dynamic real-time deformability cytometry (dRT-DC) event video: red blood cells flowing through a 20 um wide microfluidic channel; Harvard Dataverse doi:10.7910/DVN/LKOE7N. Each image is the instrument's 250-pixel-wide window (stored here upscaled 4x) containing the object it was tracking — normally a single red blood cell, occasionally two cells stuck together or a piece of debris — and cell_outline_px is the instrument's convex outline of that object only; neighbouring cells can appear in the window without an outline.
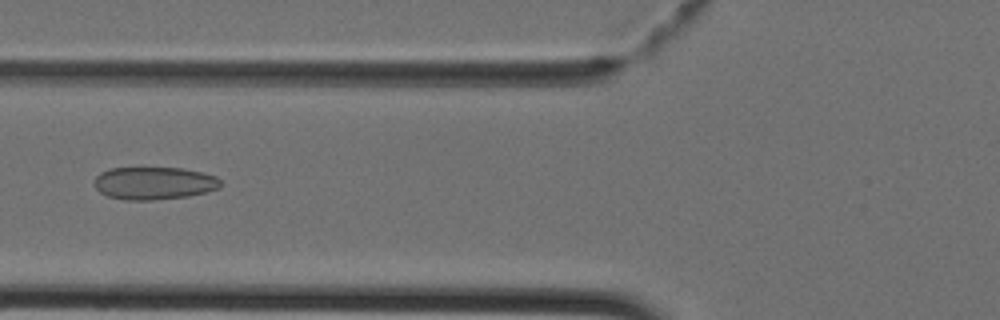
{"species": "Egyptian fruit bat (a non-hibernating species)", "species_latin": "Rousettus aegyptiacus", "temperature_condition": "cold", "stored_images_in_passage": 42, "camera_frame_rate_fps": 3000, "um_per_image_px": 0.085, "animal": {"sex": "female"}, "frame": {"image": 1, "passage_image": 16, "time_ms": 5.0, "image_size_px": [1000, 320], "cell_outline_px": [[220, 188], [188, 196], [152, 200], [124, 200], [108, 196], [100, 192], [92, 184], [96, 176], [100, 172], [108, 168], [180, 168], [200, 172], [216, 176], [220, 180]], "centroid_in_image_um": [13.04, 15.57], "position_along_channel_um": 112.8, "area_um2": 24.04}}
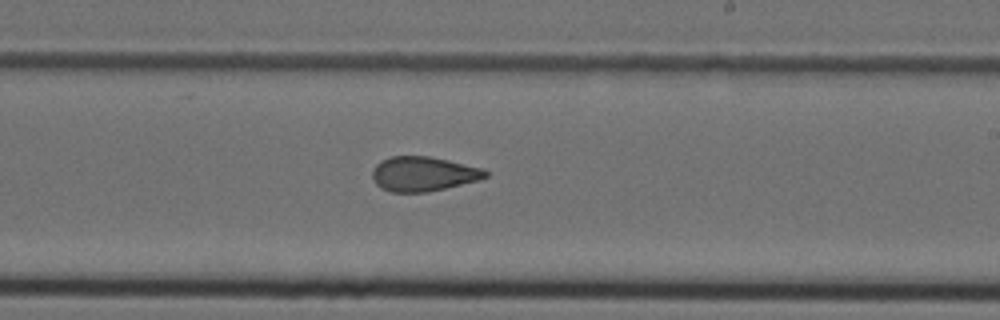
{"frame": {"image": 2, "passage_image": 25, "time_ms": 8.0, "image_size_px": [1000, 320], "cell_outline_px": [[488, 176], [476, 180], [428, 192], [392, 192], [380, 188], [376, 184], [372, 176], [372, 172], [376, 164], [380, 160], [392, 156], [428, 156], [448, 160], [484, 168], [488, 172]], "centroid_in_image_um": [35.95, 14.77], "position_along_channel_um": 253.0, "area_um2": 22.72}}
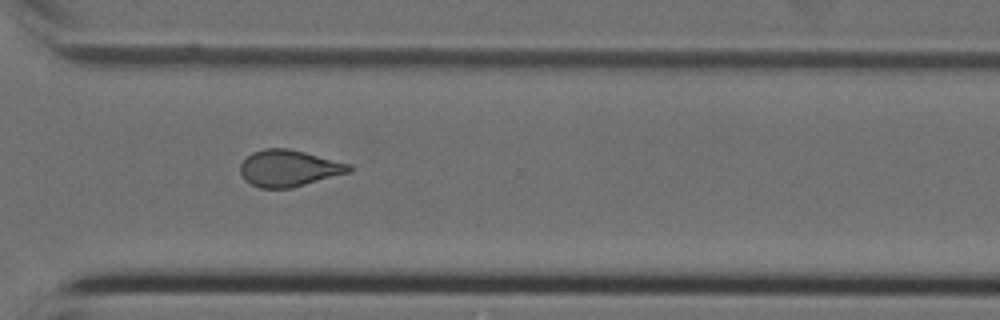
{"frame": {"image": 3, "passage_image": 31, "time_ms": 10.0, "image_size_px": [1000, 320], "cell_outline_px": [[352, 172], [292, 188], [260, 188], [244, 180], [240, 172], [240, 164], [252, 152], [264, 148], [288, 148], [352, 164]], "centroid_in_image_um": [24.57, 14.3], "position_along_channel_um": 346.0, "area_um2": 23.35}}